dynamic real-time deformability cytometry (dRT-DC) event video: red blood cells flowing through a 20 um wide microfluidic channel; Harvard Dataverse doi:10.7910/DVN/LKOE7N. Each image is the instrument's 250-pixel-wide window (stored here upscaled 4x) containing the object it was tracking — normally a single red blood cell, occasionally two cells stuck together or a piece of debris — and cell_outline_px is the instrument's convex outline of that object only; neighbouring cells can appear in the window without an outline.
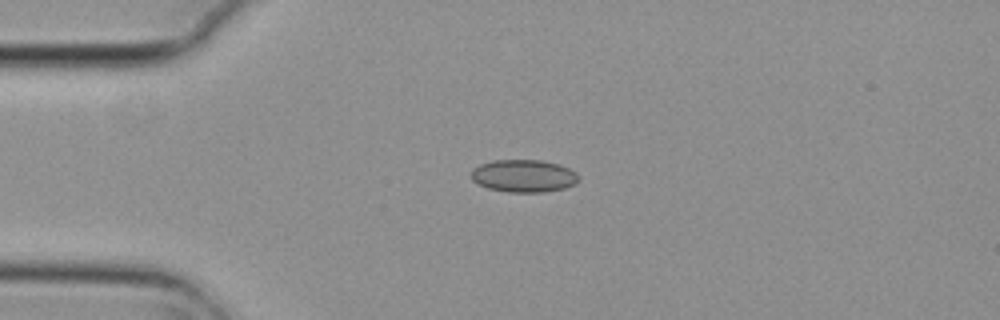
{"species": "common noctule bat (a hibernating species)", "species_latin": "Nyctalus noctula", "temperature_condition": "cold", "stored_images_in_passage": 7, "camera_frame_rate_fps": 3000, "um_per_image_px": 0.085, "animal": {"sex": "female", "body_mass_g": 29.2, "forearm_length_mm": 56.3}, "frame": {"image": 1, "passage_image": 2, "time_ms": 0.333, "image_size_px": [1000, 320], "cell_outline_px": [[580, 180], [576, 184], [564, 188], [544, 192], [508, 192], [488, 188], [476, 184], [472, 180], [472, 168], [480, 164], [492, 160], [540, 160], [560, 164], [576, 172]], "centroid_in_image_um": [44.51, 14.95], "position_along_channel_um": 40.5, "area_um2": 20.58}}
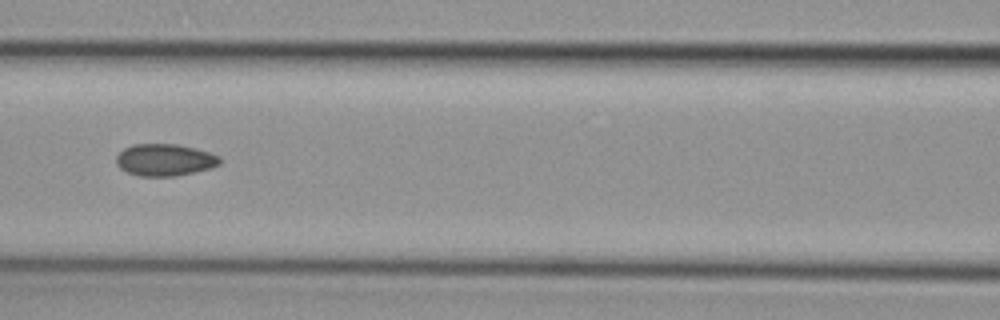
{"frame": {"image": 2, "passage_image": 5, "time_ms": 1.333, "image_size_px": [1000, 320], "cell_outline_px": [[220, 164], [212, 168], [176, 176], [140, 176], [128, 172], [120, 168], [116, 164], [116, 156], [124, 148], [132, 144], [176, 144], [196, 148], [220, 156]], "centroid_in_image_um": [14.01, 13.59], "position_along_channel_um": 152.6, "area_um2": 19.36}}
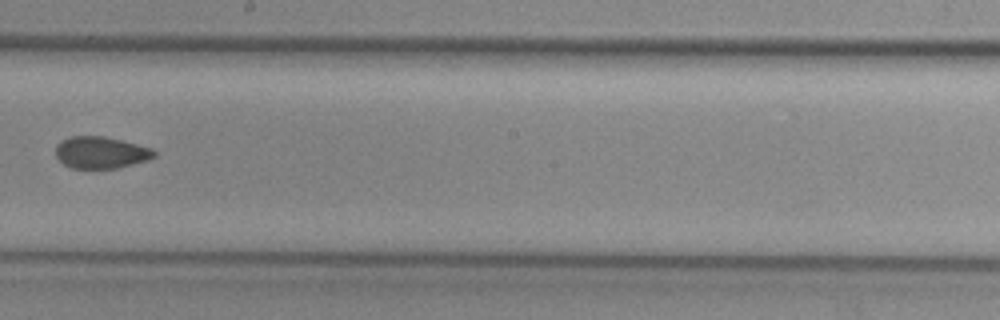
{"frame": {"image": 3, "passage_image": 7, "time_ms": 2.0, "image_size_px": [1000, 320], "cell_outline_px": [[156, 156], [148, 160], [116, 168], [72, 168], [64, 164], [56, 156], [56, 144], [60, 140], [72, 136], [104, 136], [152, 148], [156, 152]], "centroid_in_image_um": [8.56, 12.96], "position_along_channel_um": 239.6, "area_um2": 18.21}}